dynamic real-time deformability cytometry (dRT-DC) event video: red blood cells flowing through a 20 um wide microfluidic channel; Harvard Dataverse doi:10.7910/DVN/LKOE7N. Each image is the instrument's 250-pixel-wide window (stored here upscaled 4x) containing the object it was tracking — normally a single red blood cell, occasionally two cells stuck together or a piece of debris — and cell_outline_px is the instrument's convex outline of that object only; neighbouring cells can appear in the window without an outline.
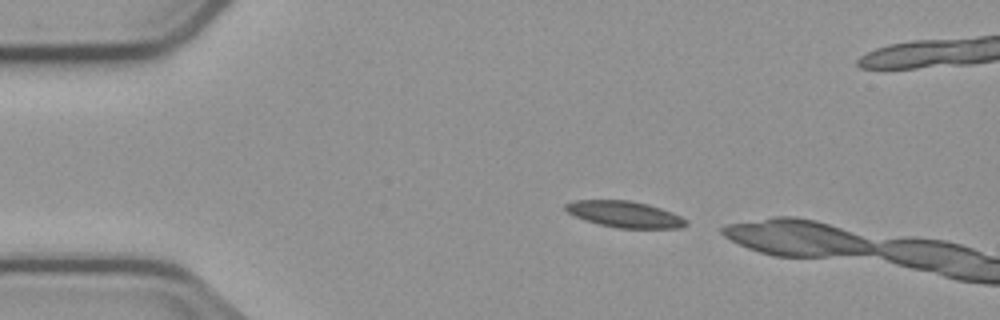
{"species": "common noctule bat (a hibernating species)", "species_latin": "Nyctalus noctula", "temperature_condition": "cold", "stored_images_in_passage": 3, "camera_frame_rate_fps": 3000, "um_per_image_px": 0.085, "animal": {"sex": "male", "body_mass_g": 23.1, "forearm_length_mm": 52.7}, "frame": {"image": 1, "passage_image": 1, "time_ms": 0.0, "image_size_px": [1000, 320], "cell_outline_px": [[688, 224], [680, 228], [616, 228], [584, 220], [568, 212], [564, 208], [564, 204], [572, 200], [632, 200], [648, 204], [672, 212], [688, 220]], "centroid_in_image_um": [53.1, 18.21], "position_along_channel_um": 31.9, "area_um2": 18.55}}